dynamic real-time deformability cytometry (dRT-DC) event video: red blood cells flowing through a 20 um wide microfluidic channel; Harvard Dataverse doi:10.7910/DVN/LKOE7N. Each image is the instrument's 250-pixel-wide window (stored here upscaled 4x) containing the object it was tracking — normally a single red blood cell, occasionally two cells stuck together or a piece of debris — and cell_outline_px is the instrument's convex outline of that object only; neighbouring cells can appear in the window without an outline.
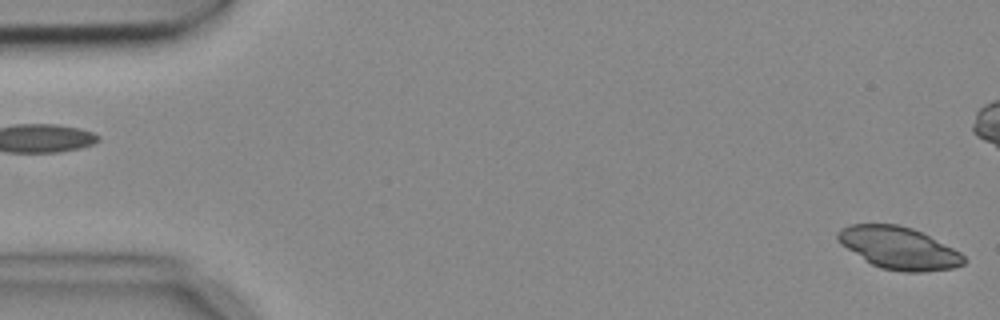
{"species": "common noctule bat (a hibernating species)", "species_latin": "Nyctalus noctula", "temperature_condition": "cold", "stored_images_in_passage": 4, "segment_of_instrument_passage": [2, 2], "camera_frame_rate_fps": 3000, "um_per_image_px": 0.085, "animal": {"sex": "female", "body_mass_g": 18.4}, "frame": {"image": 1, "passage_image": 4, "time_ms": 1.0, "image_size_px": [1000, 320], "cell_outline_px": [[968, 260], [964, 264], [952, 268], [924, 272], [904, 272], [880, 268], [864, 260], [840, 244], [836, 240], [836, 232], [840, 228], [848, 224], [896, 224], [912, 228], [960, 252]], "centroid_in_image_um": [76.35, 21.08], "position_along_channel_um": 8.6, "area_um2": 31.04}}